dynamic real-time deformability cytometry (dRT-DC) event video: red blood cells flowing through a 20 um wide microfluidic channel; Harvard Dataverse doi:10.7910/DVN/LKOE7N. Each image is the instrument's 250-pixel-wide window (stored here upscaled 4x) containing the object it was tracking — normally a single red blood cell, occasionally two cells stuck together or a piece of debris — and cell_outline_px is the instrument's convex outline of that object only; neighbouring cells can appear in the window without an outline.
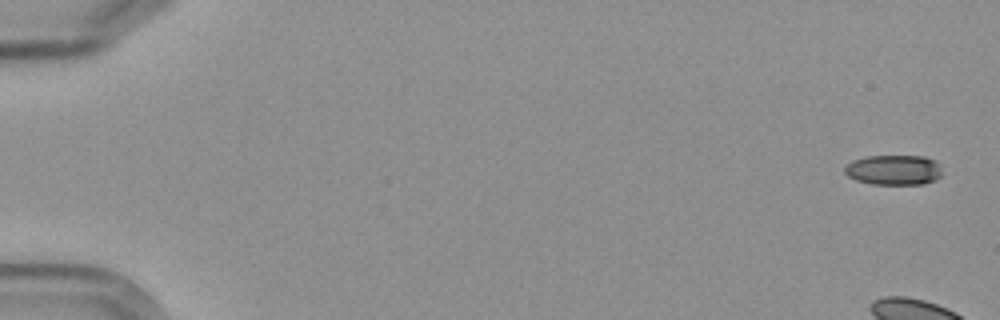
{"species": "Egyptian fruit bat (a non-hibernating species)", "species_latin": "Rousettus aegyptiacus", "temperature_condition": "cold", "stored_images_in_passage": 7, "camera_frame_rate_fps": 3000, "um_per_image_px": 0.085, "frame": {"image": 1, "passage_image": 1, "time_ms": 0.0, "image_size_px": [1000, 320], "cell_outline_px": [[940, 176], [936, 180], [924, 184], [872, 184], [856, 180], [848, 176], [844, 172], [844, 168], [852, 160], [864, 156], [924, 156], [936, 160], [940, 164]], "centroid_in_image_um": [75.98, 14.44], "position_along_channel_um": 9.0, "area_um2": 17.22}}
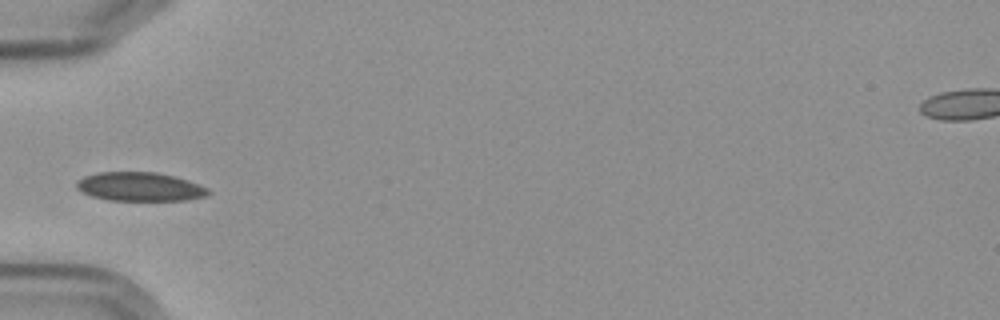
{"frame": {"image": 2, "passage_image": 7, "time_ms": 7.0, "image_size_px": [1000, 320], "cell_outline_px": [[208, 196], [188, 200], [108, 200], [92, 196], [80, 192], [76, 188], [76, 180], [84, 176], [96, 172], [156, 172], [176, 176], [188, 180], [208, 188]], "centroid_in_image_um": [11.86, 15.86], "position_along_channel_um": 73.1, "area_um2": 22.31}}